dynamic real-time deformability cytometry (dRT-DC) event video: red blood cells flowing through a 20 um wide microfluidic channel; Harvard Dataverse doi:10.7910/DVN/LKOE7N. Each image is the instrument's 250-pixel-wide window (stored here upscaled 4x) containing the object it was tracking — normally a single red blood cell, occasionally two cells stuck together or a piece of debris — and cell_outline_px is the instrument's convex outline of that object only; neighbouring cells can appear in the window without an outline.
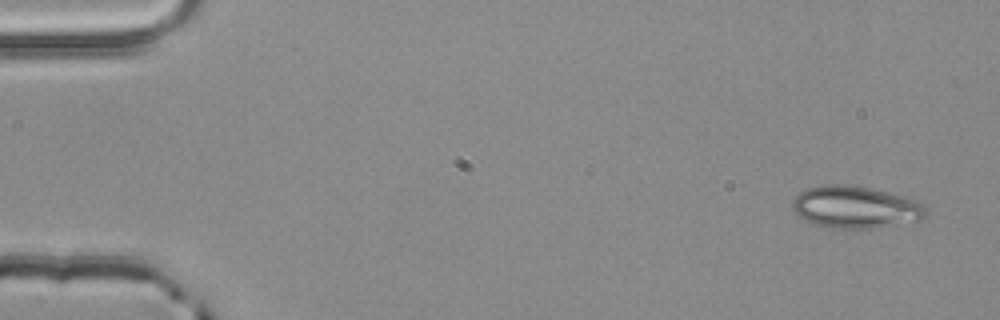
{"species": "common noctule bat (a hibernating species)", "species_latin": "Nyctalus noctula", "temperature_condition": "room temperature", "stored_images_in_passage": 3, "camera_frame_rate_fps": 3000, "um_per_image_px": 0.085, "animal": {"sex": "male", "body_mass_g": 20.4}, "frame": {"image": 1, "passage_image": 1, "time_ms": 0.0, "image_size_px": [1000, 320], "cell_outline_px": [[928, 212], [920, 220], [876, 228], [832, 228], [812, 224], [796, 216], [792, 212], [792, 200], [804, 188], [824, 184], [848, 184], [872, 188], [904, 196], [916, 200], [924, 204]], "centroid_in_image_um": [72.67, 17.6], "position_along_channel_um": 12.3, "area_um2": 33.35}}